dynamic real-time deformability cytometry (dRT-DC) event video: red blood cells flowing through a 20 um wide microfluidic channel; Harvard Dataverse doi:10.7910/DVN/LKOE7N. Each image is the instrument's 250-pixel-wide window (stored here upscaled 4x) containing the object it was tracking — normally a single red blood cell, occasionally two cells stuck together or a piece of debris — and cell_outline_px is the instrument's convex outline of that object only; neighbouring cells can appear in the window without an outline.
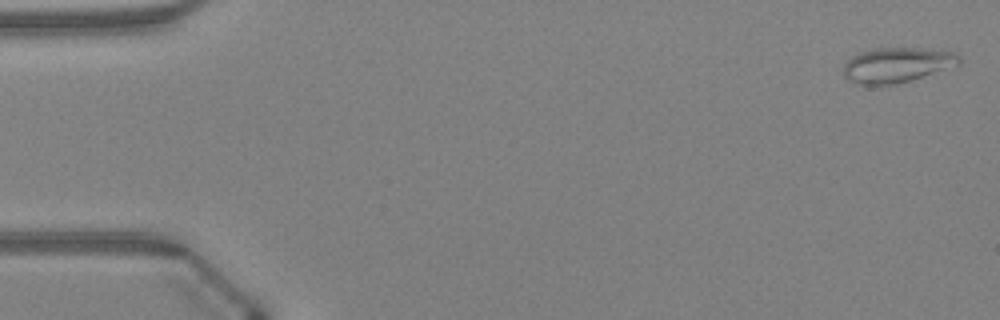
{"species": "Egyptian fruit bat (a non-hibernating species)", "species_latin": "Rousettus aegyptiacus", "temperature_condition": "warm", "stored_images_in_passage": 47, "camera_frame_rate_fps": 3000, "um_per_image_px": 0.085, "animal": {"sex": "female"}, "frame": {"image": 1, "passage_image": 1, "time_ms": 0.0, "image_size_px": [1000, 320], "cell_outline_px": [[960, 64], [896, 84], [860, 84], [848, 80], [844, 76], [844, 64], [852, 56], [860, 52], [872, 48], [920, 48], [956, 52], [960, 56]], "centroid_in_image_um": [76.22, 5.5], "position_along_channel_um": 8.8, "area_um2": 23.29}}
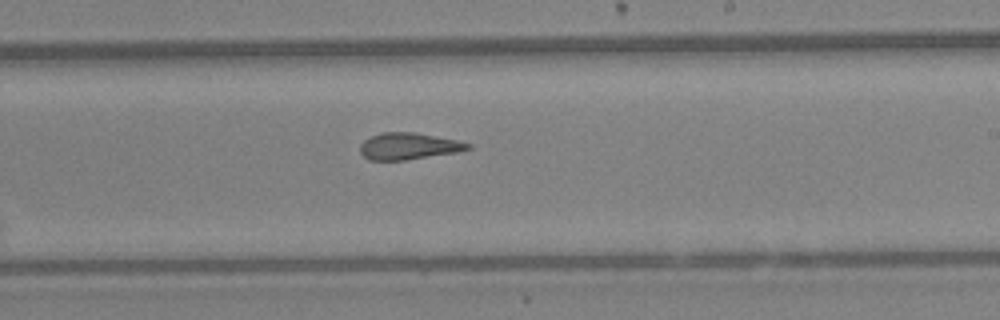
{"frame": {"image": 2, "passage_image": 28, "time_ms": 9.0, "image_size_px": [1000, 320], "cell_outline_px": [[472, 148], [456, 152], [404, 160], [368, 160], [360, 152], [360, 144], [364, 140], [380, 132], [412, 132], [456, 140], [472, 144]], "centroid_in_image_um": [34.7, 12.42], "position_along_channel_um": 254.3, "area_um2": 16.59}}
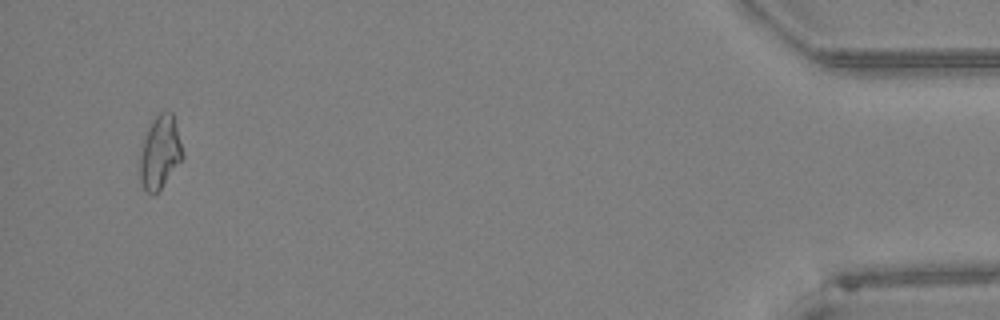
{"frame": {"image": 3, "passage_image": 45, "time_ms": 14.667, "image_size_px": [1000, 320], "cell_outline_px": [[184, 156], [160, 188], [152, 196], [144, 192], [140, 180], [140, 152], [144, 136], [152, 120], [160, 112], [172, 112]], "centroid_in_image_um": [13.56, 12.97], "position_along_channel_um": 421.6, "area_um2": 17.92}, "authors_computed_cell_mechanics": {"area_um2": 17.8024, "velocity_mm_per_s": 4.3452, "shape_relaxation_time_tau1_ms": null, "shape_relaxation_time_tau2_ms": 1.7953, "deformation_change_tau1": null, "deformation_change_tau2": 0.0928}}